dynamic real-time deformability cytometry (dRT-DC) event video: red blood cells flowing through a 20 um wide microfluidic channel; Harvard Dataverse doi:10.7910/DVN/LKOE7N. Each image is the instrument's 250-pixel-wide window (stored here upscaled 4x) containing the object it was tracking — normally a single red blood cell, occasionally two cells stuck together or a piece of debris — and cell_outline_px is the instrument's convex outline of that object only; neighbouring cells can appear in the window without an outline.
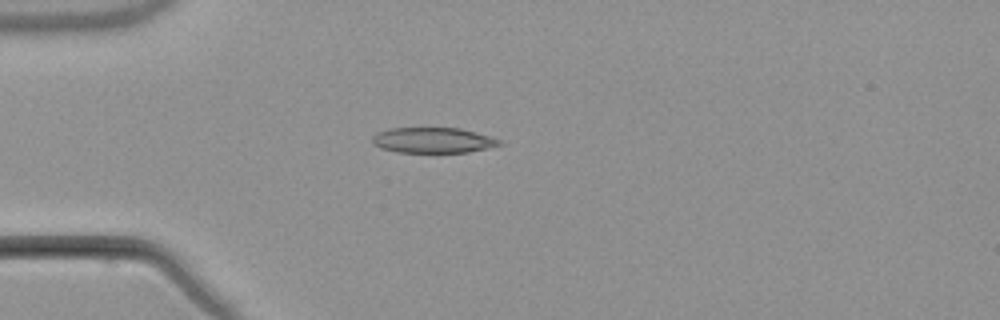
{"species": "common noctule bat (a hibernating species)", "species_latin": "Nyctalus noctula", "temperature_condition": "warm", "stored_images_in_passage": 4, "camera_frame_rate_fps": 3000, "um_per_image_px": 0.085, "animal": {"sex": "male", "body_mass_g": 21.5, "forearm_length_mm": 52.0}, "frame": {"image": 1, "passage_image": 4, "time_ms": 3.667, "image_size_px": [1000, 320], "cell_outline_px": [[504, 144], [488, 148], [468, 152], [396, 152], [380, 148], [372, 144], [372, 136], [376, 132], [388, 128], [460, 128], [492, 136], [500, 140]], "centroid_in_image_um": [36.79, 11.91], "position_along_channel_um": 48.2, "area_um2": 19.07}}